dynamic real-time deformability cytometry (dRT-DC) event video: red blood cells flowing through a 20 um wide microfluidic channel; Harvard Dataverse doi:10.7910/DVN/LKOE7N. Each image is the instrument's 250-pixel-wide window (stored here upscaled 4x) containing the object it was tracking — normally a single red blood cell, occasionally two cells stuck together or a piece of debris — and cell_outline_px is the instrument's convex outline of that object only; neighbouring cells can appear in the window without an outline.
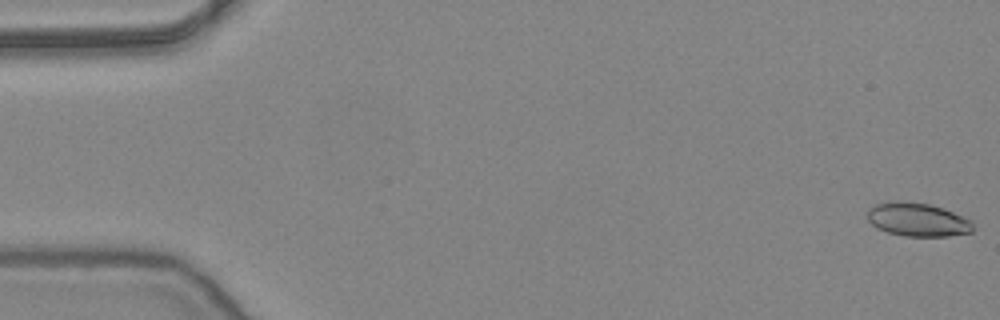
{"species": "common noctule bat (a hibernating species)", "species_latin": "Nyctalus noctula", "temperature_condition": "warm", "stored_images_in_passage": 53, "camera_frame_rate_fps": 3000, "um_per_image_px": 0.085, "animal": {"sex": "female", "body_mass_g": 24.6, "forearm_length_mm": 56.2}, "frame": {"image": 1, "passage_image": 1, "time_ms": 0.0, "image_size_px": [1000, 320], "cell_outline_px": [[972, 232], [948, 236], [904, 236], [888, 232], [876, 228], [868, 220], [868, 208], [876, 204], [896, 200], [928, 204], [944, 208], [972, 220]], "centroid_in_image_um": [77.99, 18.66], "position_along_channel_um": 7.0, "area_um2": 20.63}}
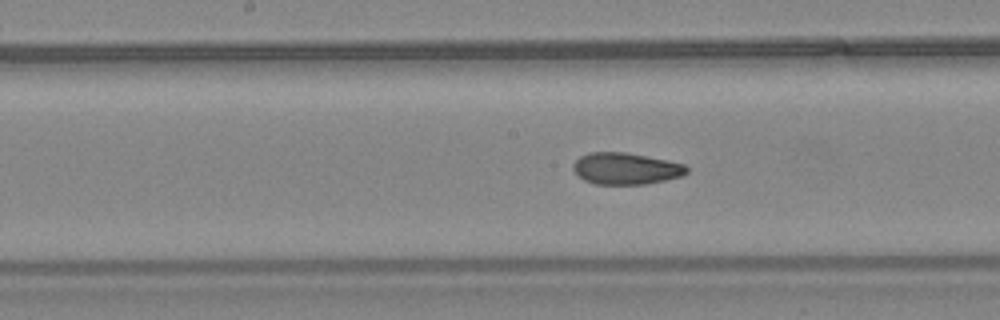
{"frame": {"image": 2, "passage_image": 27, "time_ms": 8.667, "image_size_px": [1000, 320], "cell_outline_px": [[688, 172], [680, 176], [664, 180], [644, 184], [596, 184], [584, 180], [572, 168], [572, 164], [580, 156], [588, 152], [624, 152], [668, 160], [684, 164], [688, 168]], "centroid_in_image_um": [53.18, 14.32], "position_along_channel_um": 195.0, "area_um2": 20.81}}
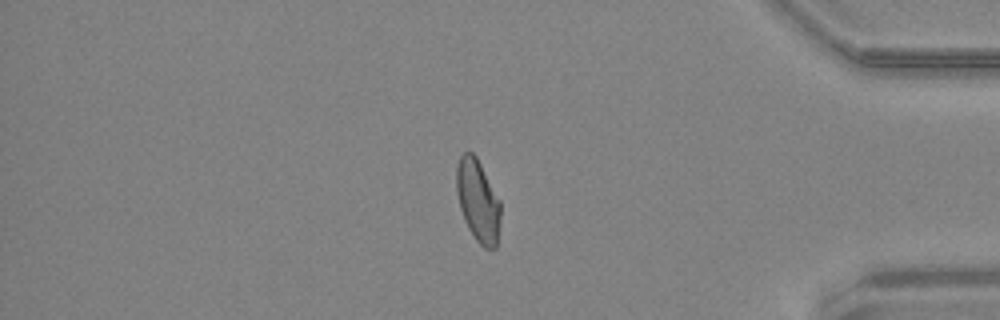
{"frame": {"image": 3, "passage_image": 45, "time_ms": 14.667, "image_size_px": [1000, 320], "cell_outline_px": [[500, 220], [496, 248], [484, 248], [476, 240], [468, 228], [464, 220], [460, 208], [456, 192], [456, 168], [460, 156], [464, 152], [472, 152], [476, 156], [500, 200]], "centroid_in_image_um": [40.61, 17.06], "position_along_channel_um": 394.6, "area_um2": 21.1}, "authors_computed_cell_mechanics": {"area_um2": 21.1548, "velocity_mm_per_s": 3.8722, "shape_relaxation_time_tau1_ms": null, "shape_relaxation_time_tau2_ms": 1.4687, "deformation_change_tau1": null, "deformation_change_tau2": 0.0712}}